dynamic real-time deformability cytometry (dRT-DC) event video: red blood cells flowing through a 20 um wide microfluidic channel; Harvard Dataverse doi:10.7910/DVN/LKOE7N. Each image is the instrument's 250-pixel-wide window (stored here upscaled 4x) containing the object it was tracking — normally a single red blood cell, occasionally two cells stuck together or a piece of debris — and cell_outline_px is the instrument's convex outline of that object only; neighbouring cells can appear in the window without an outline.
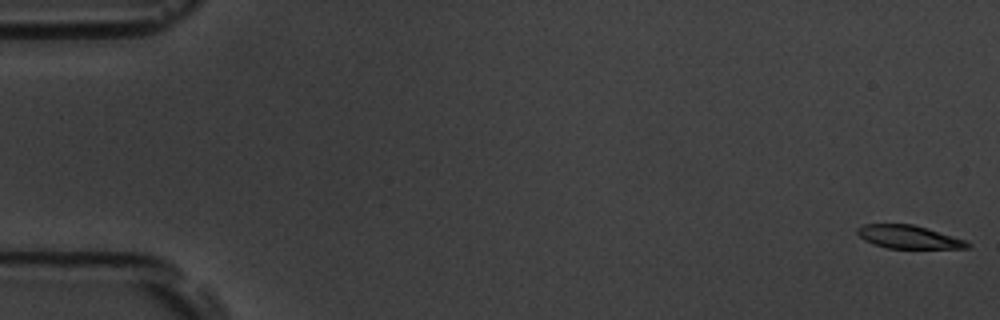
{"species": "common noctule bat (a hibernating species)", "species_latin": "Nyctalus noctula", "temperature_condition": "room temperature", "stored_images_in_passage": 25, "camera_frame_rate_fps": 3000, "um_per_image_px": 0.085, "animal": {"sex": "male", "body_mass_g": 19.5, "forearm_length_mm": 54.6}, "frame": {"image": 1, "passage_image": 1, "time_ms": 0.0, "image_size_px": [1000, 320], "cell_outline_px": [[972, 244], [968, 248], [888, 248], [872, 244], [864, 240], [856, 232], [856, 228], [864, 224], [912, 224], [928, 228], [964, 240]], "centroid_in_image_um": [77.2, 20.14], "position_along_channel_um": 7.8, "area_um2": 14.8}}
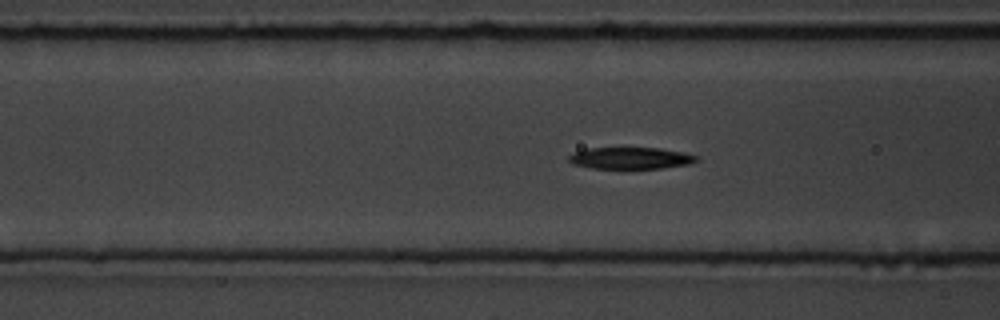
{"frame": {"image": 2, "passage_image": 22, "time_ms": 7.0, "image_size_px": [1000, 320], "cell_outline_px": [[700, 160], [688, 164], [664, 168], [592, 168], [572, 164], [568, 160], [568, 156], [576, 152], [588, 148], [660, 148], [684, 152], [696, 156]], "centroid_in_image_um": [53.62, 13.44], "position_along_channel_um": 113.0, "area_um2": 16.07}}
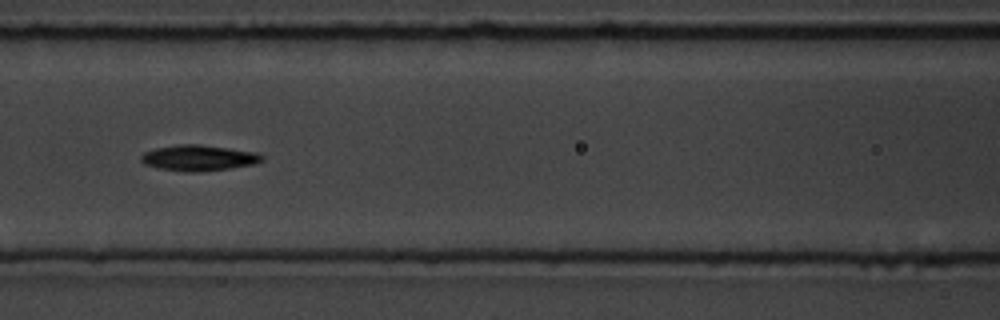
{"frame": {"image": 3, "passage_image": 25, "time_ms": 8.0, "image_size_px": [1000, 320], "cell_outline_px": [[264, 160], [256, 164], [232, 168], [200, 172], [188, 172], [160, 168], [144, 164], [140, 160], [140, 156], [144, 152], [156, 148], [180, 144], [200, 144], [256, 152], [264, 156]], "centroid_in_image_um": [16.92, 13.42], "position_along_channel_um": 149.7, "area_um2": 18.26}}